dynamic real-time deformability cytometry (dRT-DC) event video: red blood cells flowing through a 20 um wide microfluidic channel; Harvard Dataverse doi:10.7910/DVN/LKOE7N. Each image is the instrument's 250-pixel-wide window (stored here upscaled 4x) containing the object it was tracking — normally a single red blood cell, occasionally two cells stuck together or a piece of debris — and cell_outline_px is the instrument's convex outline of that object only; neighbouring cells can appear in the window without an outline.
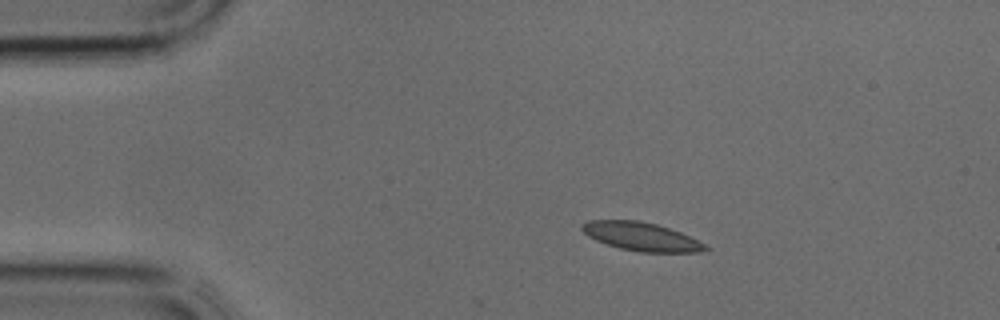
{"species": "common noctule bat (a hibernating species)", "species_latin": "Nyctalus noctula", "temperature_condition": "cold", "stored_images_in_passage": 11, "camera_frame_rate_fps": 3000, "um_per_image_px": 0.085, "animal": {"sex": "male", "body_mass_g": 17.9, "forearm_length_mm": 54.2}, "frame": {"image": 1, "passage_image": 6, "time_ms": 1.667, "image_size_px": [1000, 320], "cell_outline_px": [[712, 248], [700, 252], [640, 252], [620, 248], [596, 240], [588, 236], [580, 228], [580, 224], [588, 220], [636, 220], [656, 224], [680, 232]], "centroid_in_image_um": [54.48, 20.1], "position_along_channel_um": 30.5, "area_um2": 20.29}}